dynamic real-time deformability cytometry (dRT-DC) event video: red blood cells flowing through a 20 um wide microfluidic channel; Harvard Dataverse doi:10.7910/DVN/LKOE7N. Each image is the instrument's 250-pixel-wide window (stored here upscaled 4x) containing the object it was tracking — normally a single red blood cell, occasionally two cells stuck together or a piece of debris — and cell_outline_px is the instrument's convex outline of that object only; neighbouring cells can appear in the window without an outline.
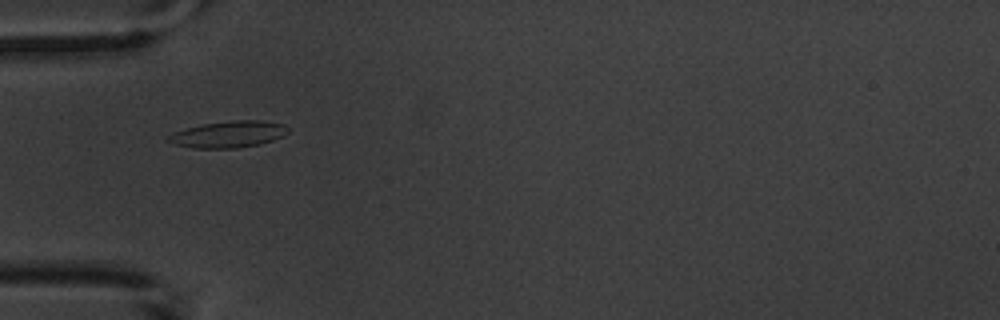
{"species": "common noctule bat (a hibernating species)", "species_latin": "Nyctalus noctula", "temperature_condition": "warm", "stored_images_in_passage": 7, "camera_frame_rate_fps": 3000, "um_per_image_px": 0.085, "animal": {"sex": "male", "body_mass_g": 20.1, "forearm_length_mm": 53.5}, "frame": {"image": 1, "passage_image": 5, "time_ms": 5.667, "image_size_px": [1000, 320], "cell_outline_px": [[288, 132], [284, 136], [260, 144], [236, 148], [192, 148], [176, 144], [164, 140], [172, 132], [204, 124], [232, 120], [260, 120], [284, 124], [288, 128]], "centroid_in_image_um": [19.42, 11.42], "position_along_channel_um": 65.6, "area_um2": 18.5}}
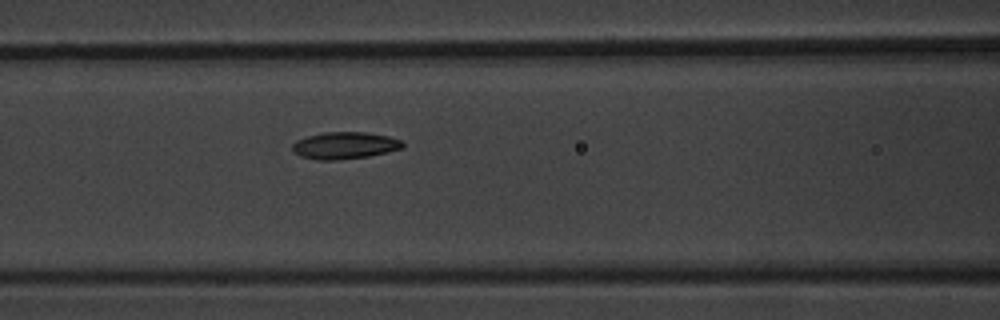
{"frame": {"image": 2, "passage_image": 7, "time_ms": 7.667, "image_size_px": [1000, 320], "cell_outline_px": [[404, 148], [388, 152], [368, 156], [340, 160], [316, 160], [300, 156], [292, 148], [292, 144], [296, 140], [308, 136], [324, 132], [364, 132], [388, 136], [400, 140], [404, 144]], "centroid_in_image_um": [29.3, 12.37], "position_along_channel_um": 137.3, "area_um2": 17.34}}